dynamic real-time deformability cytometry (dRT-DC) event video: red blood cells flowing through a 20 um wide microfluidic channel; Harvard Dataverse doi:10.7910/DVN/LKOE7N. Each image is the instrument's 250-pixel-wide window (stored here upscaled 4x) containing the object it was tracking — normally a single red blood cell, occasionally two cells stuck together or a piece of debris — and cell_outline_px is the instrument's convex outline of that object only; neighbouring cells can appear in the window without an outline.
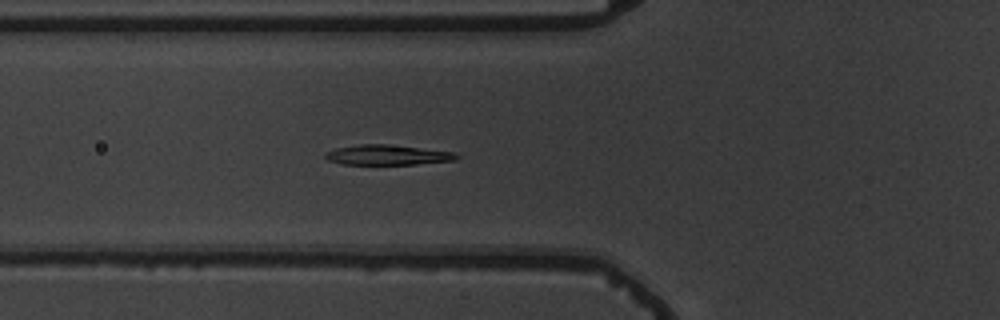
{"species": "common noctule bat (a hibernating species)", "species_latin": "Nyctalus noctula", "temperature_condition": "warm", "stored_images_in_passage": 3, "camera_frame_rate_fps": 3000, "um_per_image_px": 0.085, "animal": {"sex": "male", "body_mass_g": 19.5, "forearm_length_mm": 54.6}, "frame": {"image": 1, "passage_image": 3, "time_ms": 2.333, "image_size_px": [1000, 320], "cell_outline_px": [[460, 156], [456, 160], [416, 164], [340, 164], [328, 160], [324, 156], [324, 152], [336, 148], [360, 144], [388, 144], [452, 152]], "centroid_in_image_um": [32.88, 13.17], "position_along_channel_um": 92.9, "area_um2": 15.26}}